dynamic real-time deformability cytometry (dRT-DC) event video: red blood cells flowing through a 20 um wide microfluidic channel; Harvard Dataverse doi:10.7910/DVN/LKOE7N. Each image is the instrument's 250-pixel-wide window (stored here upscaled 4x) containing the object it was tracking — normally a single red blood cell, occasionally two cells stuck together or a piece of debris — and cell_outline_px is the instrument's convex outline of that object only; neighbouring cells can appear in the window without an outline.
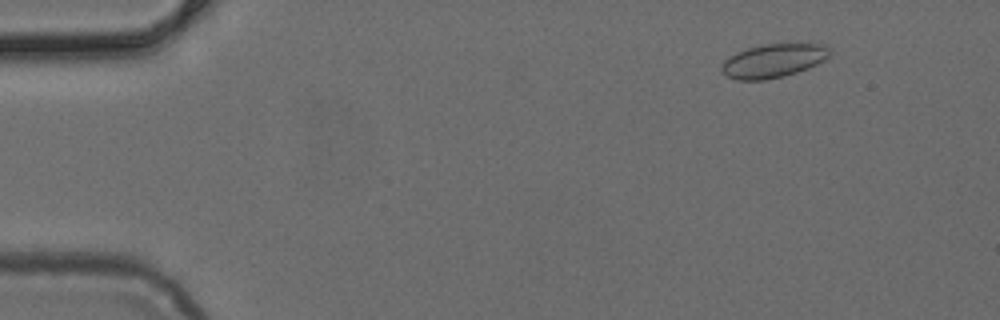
{"species": "common noctule bat (a hibernating species)", "species_latin": "Nyctalus noctula", "temperature_condition": "cold", "stored_images_in_passage": 50, "camera_frame_rate_fps": 3000, "um_per_image_px": 0.085, "animal": {"sex": "female", "body_mass_g": 24.6, "forearm_length_mm": 56.2}, "frame": {"image": 1, "passage_image": 6, "time_ms": 1.667, "image_size_px": [1000, 320], "cell_outline_px": [[832, 52], [824, 60], [808, 68], [784, 76], [764, 80], [736, 80], [720, 72], [720, 68], [724, 60], [736, 52], [760, 44], [796, 40], [828, 44]], "centroid_in_image_um": [65.8, 5.09], "position_along_channel_um": 19.2, "area_um2": 22.31}}
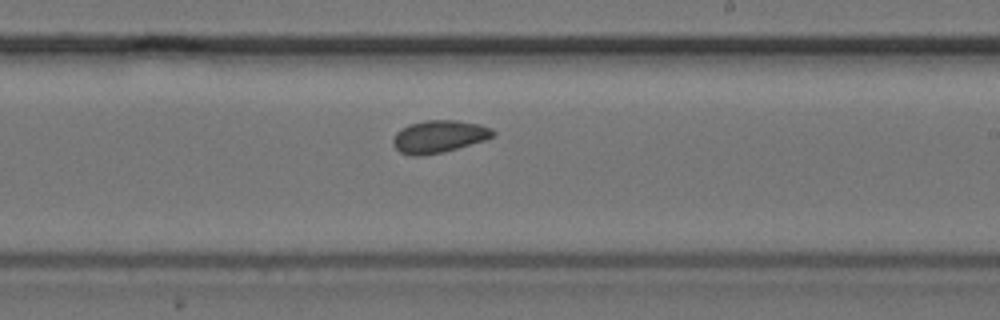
{"frame": {"image": 2, "passage_image": 30, "time_ms": 9.667, "image_size_px": [1000, 320], "cell_outline_px": [[496, 132], [492, 136], [484, 140], [444, 152], [420, 156], [412, 156], [400, 152], [392, 144], [392, 140], [396, 132], [400, 128], [408, 124], [424, 120], [456, 120], [480, 124], [492, 128]], "centroid_in_image_um": [37.28, 11.6], "position_along_channel_um": 251.7, "area_um2": 19.02}}
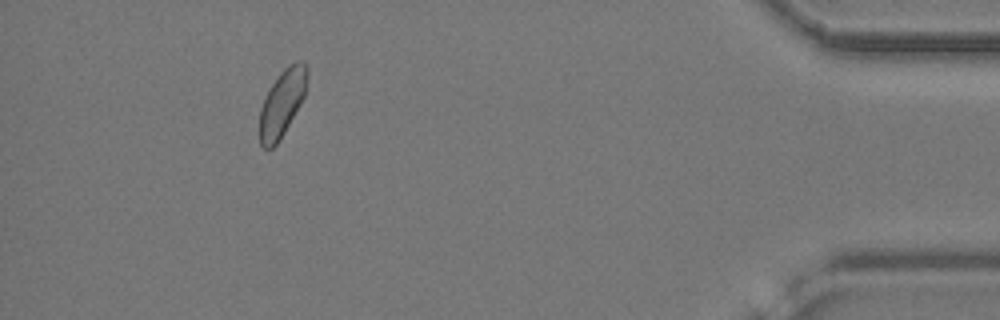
{"frame": {"image": 3, "passage_image": 46, "time_ms": 15.0, "image_size_px": [1000, 320], "cell_outline_px": [[308, 72], [304, 96], [300, 104], [280, 140], [272, 148], [264, 148], [260, 144], [260, 108], [268, 88], [280, 72], [288, 64], [296, 60], [304, 60], [308, 68]], "centroid_in_image_um": [23.98, 8.7], "position_along_channel_um": 411.2, "area_um2": 18.61}}